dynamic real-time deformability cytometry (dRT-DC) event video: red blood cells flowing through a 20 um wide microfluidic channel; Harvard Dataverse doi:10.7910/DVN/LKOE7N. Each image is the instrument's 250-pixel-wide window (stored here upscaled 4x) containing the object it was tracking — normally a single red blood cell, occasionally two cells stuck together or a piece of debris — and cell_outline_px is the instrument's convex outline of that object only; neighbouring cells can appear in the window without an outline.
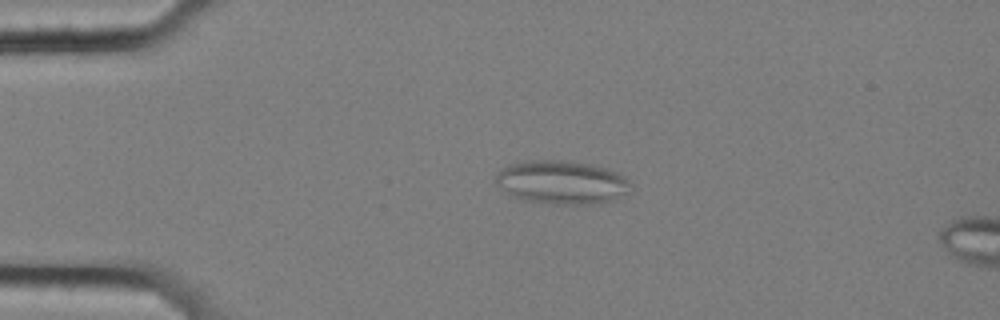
{"species": "common noctule bat (a hibernating species)", "species_latin": "Nyctalus noctula", "temperature_condition": "cold", "stored_images_in_passage": 18, "camera_frame_rate_fps": 3000, "um_per_image_px": 0.085, "animal": {"sex": "female", "body_mass_g": 25.1}, "frame": {"image": 1, "passage_image": 13, "time_ms": 4.0, "image_size_px": [1000, 320], "cell_outline_px": [[628, 192], [616, 200], [592, 204], [552, 204], [524, 200], [512, 196], [496, 184], [496, 176], [508, 164], [524, 160], [568, 160], [608, 168], [624, 176], [628, 180]], "centroid_in_image_um": [47.74, 15.49], "position_along_channel_um": 37.3, "area_um2": 34.22}}